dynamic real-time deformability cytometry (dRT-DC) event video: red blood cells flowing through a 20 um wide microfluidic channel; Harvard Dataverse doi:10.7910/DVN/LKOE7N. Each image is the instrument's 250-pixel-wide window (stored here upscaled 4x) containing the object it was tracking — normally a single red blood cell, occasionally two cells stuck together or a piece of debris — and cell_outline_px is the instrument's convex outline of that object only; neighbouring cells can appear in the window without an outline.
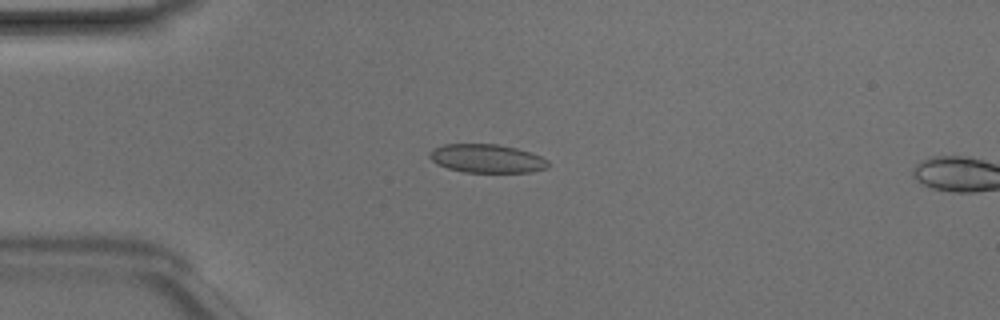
{"species": "Egyptian fruit bat (a non-hibernating species)", "species_latin": "Rousettus aegyptiacus", "temperature_condition": "room temperature", "stored_images_in_passage": 13, "camera_frame_rate_fps": 3000, "um_per_image_px": 0.085, "animal": {"sex": "male"}, "frame": {"image": 1, "passage_image": 11, "time_ms": 3.333, "image_size_px": [1000, 320], "cell_outline_px": [[548, 168], [532, 172], [464, 172], [448, 168], [436, 164], [428, 156], [428, 152], [432, 148], [444, 144], [496, 144], [516, 148], [540, 156], [548, 160]], "centroid_in_image_um": [41.34, 13.47], "position_along_channel_um": 43.7, "area_um2": 19.77}}